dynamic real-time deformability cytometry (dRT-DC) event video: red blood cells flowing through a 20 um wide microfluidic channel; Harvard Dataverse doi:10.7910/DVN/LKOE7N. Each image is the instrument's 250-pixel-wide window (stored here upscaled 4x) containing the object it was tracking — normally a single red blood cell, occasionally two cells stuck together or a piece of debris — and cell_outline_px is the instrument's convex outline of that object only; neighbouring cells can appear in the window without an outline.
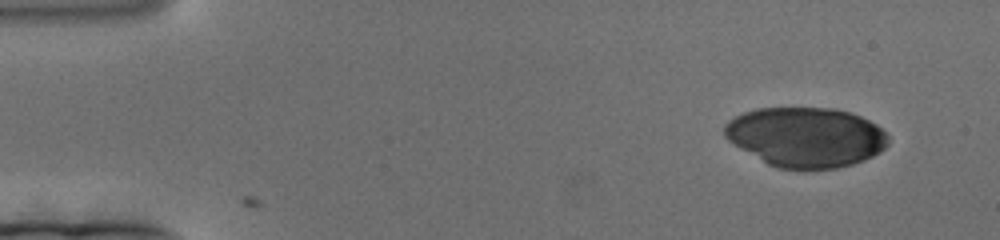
{"species": "human", "species_latin": "Homo sapiens", "temperature_condition": "cold", "stored_images_in_passage": 169, "camera_frame_rate_fps": 3000, "um_per_image_px": 0.085, "donor": {"sex": "female"}, "frame": {"image": 1, "passage_image": 1, "time_ms": 0.0, "image_size_px": [1000, 240], "cell_outline_px": [[888, 144], [880, 152], [864, 160], [852, 164], [836, 168], [804, 172], [776, 168], [768, 164], [740, 148], [728, 140], [724, 136], [724, 124], [728, 120], [744, 112], [756, 108], [836, 108], [860, 116], [876, 124], [888, 132]], "centroid_in_image_um": [68.5, 11.68], "position_along_channel_um": 16.5, "area_um2": 57.86}}